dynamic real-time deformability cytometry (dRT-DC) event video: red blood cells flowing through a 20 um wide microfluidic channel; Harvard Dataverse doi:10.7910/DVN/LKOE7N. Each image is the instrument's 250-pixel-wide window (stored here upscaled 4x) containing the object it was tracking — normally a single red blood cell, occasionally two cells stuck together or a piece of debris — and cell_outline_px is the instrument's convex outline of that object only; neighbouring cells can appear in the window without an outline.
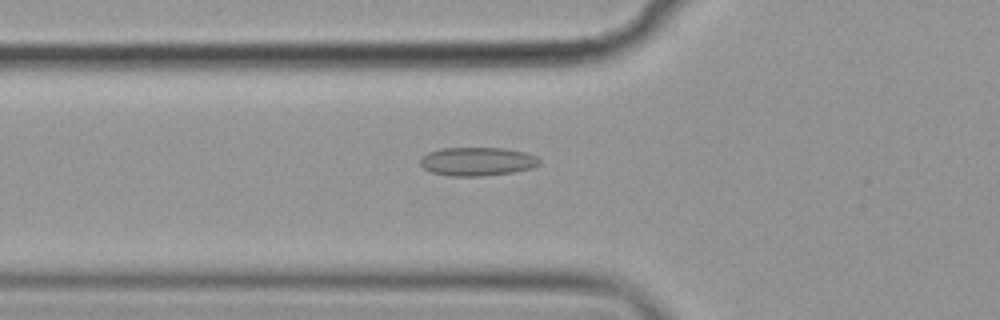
{"species": "common noctule bat (a hibernating species)", "species_latin": "Nyctalus noctula", "temperature_condition": "cold", "stored_images_in_passage": 52, "camera_frame_rate_fps": 3000, "um_per_image_px": 0.085, "animal": {"sex": "female", "body_mass_g": 19.9}, "frame": {"image": 1, "passage_image": 20, "time_ms": 6.333, "image_size_px": [1000, 320], "cell_outline_px": [[540, 164], [532, 168], [512, 172], [484, 176], [448, 176], [432, 172], [424, 168], [420, 164], [420, 160], [428, 152], [444, 148], [504, 148], [524, 152], [536, 156], [540, 160]], "centroid_in_image_um": [40.58, 13.73], "position_along_channel_um": 85.2, "area_um2": 19.77}}
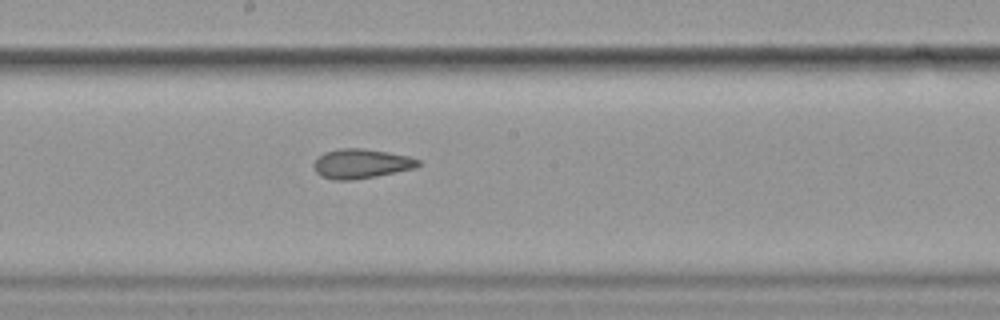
{"frame": {"image": 2, "passage_image": 31, "time_ms": 10.0, "image_size_px": [1000, 320], "cell_outline_px": [[420, 164], [412, 168], [376, 176], [352, 180], [332, 180], [320, 176], [316, 172], [312, 164], [324, 152], [340, 148], [360, 148], [388, 152], [408, 156], [420, 160]], "centroid_in_image_um": [30.65, 13.91], "position_along_channel_um": 217.6, "area_um2": 17.8}}
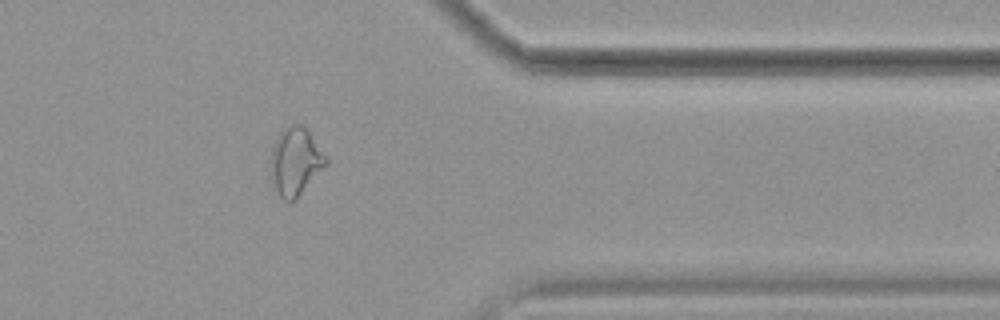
{"frame": {"image": 3, "passage_image": 46, "time_ms": 15.0, "image_size_px": [1000, 320], "cell_outline_px": [[328, 164], [292, 200], [284, 200], [272, 188], [268, 164], [272, 148], [280, 132], [288, 124], [300, 124], [308, 132], [328, 160]], "centroid_in_image_um": [25.04, 13.72], "position_along_channel_um": 386.4, "area_um2": 21.56}}